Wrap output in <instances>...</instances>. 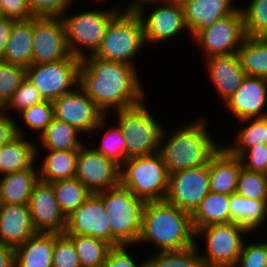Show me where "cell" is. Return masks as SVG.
Instances as JSON below:
<instances>
[{"label": "cell", "instance_id": "cell-28", "mask_svg": "<svg viewBox=\"0 0 267 267\" xmlns=\"http://www.w3.org/2000/svg\"><path fill=\"white\" fill-rule=\"evenodd\" d=\"M229 210L231 222L250 232L257 230L266 221L267 201L249 199L233 193L230 195Z\"/></svg>", "mask_w": 267, "mask_h": 267}, {"label": "cell", "instance_id": "cell-31", "mask_svg": "<svg viewBox=\"0 0 267 267\" xmlns=\"http://www.w3.org/2000/svg\"><path fill=\"white\" fill-rule=\"evenodd\" d=\"M245 75L267 79V39L246 36L237 51Z\"/></svg>", "mask_w": 267, "mask_h": 267}, {"label": "cell", "instance_id": "cell-37", "mask_svg": "<svg viewBox=\"0 0 267 267\" xmlns=\"http://www.w3.org/2000/svg\"><path fill=\"white\" fill-rule=\"evenodd\" d=\"M244 30L249 37H265L267 35V0H251L249 6L244 10Z\"/></svg>", "mask_w": 267, "mask_h": 267}, {"label": "cell", "instance_id": "cell-49", "mask_svg": "<svg viewBox=\"0 0 267 267\" xmlns=\"http://www.w3.org/2000/svg\"><path fill=\"white\" fill-rule=\"evenodd\" d=\"M16 124L9 114L5 113V110L0 109V146L12 140L16 135L25 134Z\"/></svg>", "mask_w": 267, "mask_h": 267}, {"label": "cell", "instance_id": "cell-6", "mask_svg": "<svg viewBox=\"0 0 267 267\" xmlns=\"http://www.w3.org/2000/svg\"><path fill=\"white\" fill-rule=\"evenodd\" d=\"M114 112L126 143V160L158 152L164 128L150 114L144 100Z\"/></svg>", "mask_w": 267, "mask_h": 267}, {"label": "cell", "instance_id": "cell-20", "mask_svg": "<svg viewBox=\"0 0 267 267\" xmlns=\"http://www.w3.org/2000/svg\"><path fill=\"white\" fill-rule=\"evenodd\" d=\"M207 75L214 88L225 102L241 86L246 76L243 72L237 53L231 55L211 56L206 58Z\"/></svg>", "mask_w": 267, "mask_h": 267}, {"label": "cell", "instance_id": "cell-51", "mask_svg": "<svg viewBox=\"0 0 267 267\" xmlns=\"http://www.w3.org/2000/svg\"><path fill=\"white\" fill-rule=\"evenodd\" d=\"M0 267H15V248L0 243Z\"/></svg>", "mask_w": 267, "mask_h": 267}, {"label": "cell", "instance_id": "cell-29", "mask_svg": "<svg viewBox=\"0 0 267 267\" xmlns=\"http://www.w3.org/2000/svg\"><path fill=\"white\" fill-rule=\"evenodd\" d=\"M39 171V179L52 183L58 180L75 178L79 149L47 150Z\"/></svg>", "mask_w": 267, "mask_h": 267}, {"label": "cell", "instance_id": "cell-33", "mask_svg": "<svg viewBox=\"0 0 267 267\" xmlns=\"http://www.w3.org/2000/svg\"><path fill=\"white\" fill-rule=\"evenodd\" d=\"M52 184L60 210L66 218L91 194L77 178L58 180Z\"/></svg>", "mask_w": 267, "mask_h": 267}, {"label": "cell", "instance_id": "cell-17", "mask_svg": "<svg viewBox=\"0 0 267 267\" xmlns=\"http://www.w3.org/2000/svg\"><path fill=\"white\" fill-rule=\"evenodd\" d=\"M137 15L143 27L146 44H157V42L173 39L182 30H188L183 5L173 0L161 3L160 6L154 4V10L149 13V16L146 15V18L143 10H140Z\"/></svg>", "mask_w": 267, "mask_h": 267}, {"label": "cell", "instance_id": "cell-8", "mask_svg": "<svg viewBox=\"0 0 267 267\" xmlns=\"http://www.w3.org/2000/svg\"><path fill=\"white\" fill-rule=\"evenodd\" d=\"M120 13L119 9L82 11L71 16L62 15L67 45L72 56L85 57L82 49L94 54L111 21Z\"/></svg>", "mask_w": 267, "mask_h": 267}, {"label": "cell", "instance_id": "cell-3", "mask_svg": "<svg viewBox=\"0 0 267 267\" xmlns=\"http://www.w3.org/2000/svg\"><path fill=\"white\" fill-rule=\"evenodd\" d=\"M206 123L202 117L187 126L178 128L179 131L175 130L164 146H161L165 137V130H163L158 153L168 174L207 165L210 158L218 151L220 145L209 136Z\"/></svg>", "mask_w": 267, "mask_h": 267}, {"label": "cell", "instance_id": "cell-32", "mask_svg": "<svg viewBox=\"0 0 267 267\" xmlns=\"http://www.w3.org/2000/svg\"><path fill=\"white\" fill-rule=\"evenodd\" d=\"M80 132L57 118H53L44 132L39 136L43 149L46 150H71L80 149L83 144L78 139Z\"/></svg>", "mask_w": 267, "mask_h": 267}, {"label": "cell", "instance_id": "cell-35", "mask_svg": "<svg viewBox=\"0 0 267 267\" xmlns=\"http://www.w3.org/2000/svg\"><path fill=\"white\" fill-rule=\"evenodd\" d=\"M240 122H250V125L242 127L241 131L239 130L236 143L224 146L231 154L238 157L249 147L260 143L267 144V116L244 119Z\"/></svg>", "mask_w": 267, "mask_h": 267}, {"label": "cell", "instance_id": "cell-52", "mask_svg": "<svg viewBox=\"0 0 267 267\" xmlns=\"http://www.w3.org/2000/svg\"><path fill=\"white\" fill-rule=\"evenodd\" d=\"M169 0H134L131 4L127 6V8L123 12L127 13H138L140 10L146 9V4L154 5V4H161L167 2ZM145 8V9H144Z\"/></svg>", "mask_w": 267, "mask_h": 267}, {"label": "cell", "instance_id": "cell-34", "mask_svg": "<svg viewBox=\"0 0 267 267\" xmlns=\"http://www.w3.org/2000/svg\"><path fill=\"white\" fill-rule=\"evenodd\" d=\"M75 247L81 267L97 266L105 263L112 248L106 241L86 235H66Z\"/></svg>", "mask_w": 267, "mask_h": 267}, {"label": "cell", "instance_id": "cell-27", "mask_svg": "<svg viewBox=\"0 0 267 267\" xmlns=\"http://www.w3.org/2000/svg\"><path fill=\"white\" fill-rule=\"evenodd\" d=\"M38 169L28 168L7 173L0 178V195L6 204H28L35 184L40 180Z\"/></svg>", "mask_w": 267, "mask_h": 267}, {"label": "cell", "instance_id": "cell-50", "mask_svg": "<svg viewBox=\"0 0 267 267\" xmlns=\"http://www.w3.org/2000/svg\"><path fill=\"white\" fill-rule=\"evenodd\" d=\"M17 20L0 16V58L3 56V53L8 44L10 33L14 23Z\"/></svg>", "mask_w": 267, "mask_h": 267}, {"label": "cell", "instance_id": "cell-53", "mask_svg": "<svg viewBox=\"0 0 267 267\" xmlns=\"http://www.w3.org/2000/svg\"><path fill=\"white\" fill-rule=\"evenodd\" d=\"M3 206H4V201H3V198L0 195V213H1L2 209H3Z\"/></svg>", "mask_w": 267, "mask_h": 267}, {"label": "cell", "instance_id": "cell-36", "mask_svg": "<svg viewBox=\"0 0 267 267\" xmlns=\"http://www.w3.org/2000/svg\"><path fill=\"white\" fill-rule=\"evenodd\" d=\"M197 244L182 250L159 251L147 259L148 267H204Z\"/></svg>", "mask_w": 267, "mask_h": 267}, {"label": "cell", "instance_id": "cell-22", "mask_svg": "<svg viewBox=\"0 0 267 267\" xmlns=\"http://www.w3.org/2000/svg\"><path fill=\"white\" fill-rule=\"evenodd\" d=\"M233 0H186L182 3L185 22L194 38L201 30L212 26L221 17L233 13L238 7Z\"/></svg>", "mask_w": 267, "mask_h": 267}, {"label": "cell", "instance_id": "cell-16", "mask_svg": "<svg viewBox=\"0 0 267 267\" xmlns=\"http://www.w3.org/2000/svg\"><path fill=\"white\" fill-rule=\"evenodd\" d=\"M65 235H86L106 241L112 246V231L104 202L97 193L87 199L67 217Z\"/></svg>", "mask_w": 267, "mask_h": 267}, {"label": "cell", "instance_id": "cell-19", "mask_svg": "<svg viewBox=\"0 0 267 267\" xmlns=\"http://www.w3.org/2000/svg\"><path fill=\"white\" fill-rule=\"evenodd\" d=\"M266 99L267 79L246 75L238 90L225 101V105L239 120L261 118L267 116V111L262 112Z\"/></svg>", "mask_w": 267, "mask_h": 267}, {"label": "cell", "instance_id": "cell-56", "mask_svg": "<svg viewBox=\"0 0 267 267\" xmlns=\"http://www.w3.org/2000/svg\"><path fill=\"white\" fill-rule=\"evenodd\" d=\"M265 240H267V239H265ZM264 245H265V247L267 248V241H265V242H262Z\"/></svg>", "mask_w": 267, "mask_h": 267}, {"label": "cell", "instance_id": "cell-23", "mask_svg": "<svg viewBox=\"0 0 267 267\" xmlns=\"http://www.w3.org/2000/svg\"><path fill=\"white\" fill-rule=\"evenodd\" d=\"M210 191L231 195L236 193L238 176L242 168L238 156L220 147L209 161Z\"/></svg>", "mask_w": 267, "mask_h": 267}, {"label": "cell", "instance_id": "cell-9", "mask_svg": "<svg viewBox=\"0 0 267 267\" xmlns=\"http://www.w3.org/2000/svg\"><path fill=\"white\" fill-rule=\"evenodd\" d=\"M80 64L81 59L76 56L56 62L32 64L26 68V77L44 100L53 101L73 91L75 86L78 87Z\"/></svg>", "mask_w": 267, "mask_h": 267}, {"label": "cell", "instance_id": "cell-48", "mask_svg": "<svg viewBox=\"0 0 267 267\" xmlns=\"http://www.w3.org/2000/svg\"><path fill=\"white\" fill-rule=\"evenodd\" d=\"M127 247V245L112 247L106 256V267H148L147 261L139 265L135 263L133 257L127 253Z\"/></svg>", "mask_w": 267, "mask_h": 267}, {"label": "cell", "instance_id": "cell-30", "mask_svg": "<svg viewBox=\"0 0 267 267\" xmlns=\"http://www.w3.org/2000/svg\"><path fill=\"white\" fill-rule=\"evenodd\" d=\"M229 201L230 195L210 191L191 215L195 232L208 225L231 223Z\"/></svg>", "mask_w": 267, "mask_h": 267}, {"label": "cell", "instance_id": "cell-5", "mask_svg": "<svg viewBox=\"0 0 267 267\" xmlns=\"http://www.w3.org/2000/svg\"><path fill=\"white\" fill-rule=\"evenodd\" d=\"M169 174L160 154L127 159L120 166V183L145 201H163Z\"/></svg>", "mask_w": 267, "mask_h": 267}, {"label": "cell", "instance_id": "cell-42", "mask_svg": "<svg viewBox=\"0 0 267 267\" xmlns=\"http://www.w3.org/2000/svg\"><path fill=\"white\" fill-rule=\"evenodd\" d=\"M45 101L40 95L39 91L34 85L27 79V77L21 82L8 103L2 108L6 110H15L21 112L33 105L40 104Z\"/></svg>", "mask_w": 267, "mask_h": 267}, {"label": "cell", "instance_id": "cell-14", "mask_svg": "<svg viewBox=\"0 0 267 267\" xmlns=\"http://www.w3.org/2000/svg\"><path fill=\"white\" fill-rule=\"evenodd\" d=\"M75 178L91 193L105 191L120 183V166L94 148L83 145L78 152Z\"/></svg>", "mask_w": 267, "mask_h": 267}, {"label": "cell", "instance_id": "cell-1", "mask_svg": "<svg viewBox=\"0 0 267 267\" xmlns=\"http://www.w3.org/2000/svg\"><path fill=\"white\" fill-rule=\"evenodd\" d=\"M136 70L132 65L85 55L79 67L78 86L107 115L110 108H129L145 98Z\"/></svg>", "mask_w": 267, "mask_h": 267}, {"label": "cell", "instance_id": "cell-46", "mask_svg": "<svg viewBox=\"0 0 267 267\" xmlns=\"http://www.w3.org/2000/svg\"><path fill=\"white\" fill-rule=\"evenodd\" d=\"M234 267H267V248L262 242L249 245L244 242Z\"/></svg>", "mask_w": 267, "mask_h": 267}, {"label": "cell", "instance_id": "cell-10", "mask_svg": "<svg viewBox=\"0 0 267 267\" xmlns=\"http://www.w3.org/2000/svg\"><path fill=\"white\" fill-rule=\"evenodd\" d=\"M249 231L235 224H212L196 231L198 235L205 236L206 254L201 255L204 267H234L242 251L243 233Z\"/></svg>", "mask_w": 267, "mask_h": 267}, {"label": "cell", "instance_id": "cell-7", "mask_svg": "<svg viewBox=\"0 0 267 267\" xmlns=\"http://www.w3.org/2000/svg\"><path fill=\"white\" fill-rule=\"evenodd\" d=\"M121 12L109 24L94 55L135 67L132 60L146 44L143 27L136 13Z\"/></svg>", "mask_w": 267, "mask_h": 267}, {"label": "cell", "instance_id": "cell-24", "mask_svg": "<svg viewBox=\"0 0 267 267\" xmlns=\"http://www.w3.org/2000/svg\"><path fill=\"white\" fill-rule=\"evenodd\" d=\"M59 233L37 232L15 248V267H52L55 239Z\"/></svg>", "mask_w": 267, "mask_h": 267}, {"label": "cell", "instance_id": "cell-38", "mask_svg": "<svg viewBox=\"0 0 267 267\" xmlns=\"http://www.w3.org/2000/svg\"><path fill=\"white\" fill-rule=\"evenodd\" d=\"M236 193L249 199L267 201V175L242 167Z\"/></svg>", "mask_w": 267, "mask_h": 267}, {"label": "cell", "instance_id": "cell-39", "mask_svg": "<svg viewBox=\"0 0 267 267\" xmlns=\"http://www.w3.org/2000/svg\"><path fill=\"white\" fill-rule=\"evenodd\" d=\"M26 78V68L0 60V109H2Z\"/></svg>", "mask_w": 267, "mask_h": 267}, {"label": "cell", "instance_id": "cell-4", "mask_svg": "<svg viewBox=\"0 0 267 267\" xmlns=\"http://www.w3.org/2000/svg\"><path fill=\"white\" fill-rule=\"evenodd\" d=\"M104 202L112 231V247L133 245L138 242L146 201L119 183L97 192Z\"/></svg>", "mask_w": 267, "mask_h": 267}, {"label": "cell", "instance_id": "cell-40", "mask_svg": "<svg viewBox=\"0 0 267 267\" xmlns=\"http://www.w3.org/2000/svg\"><path fill=\"white\" fill-rule=\"evenodd\" d=\"M110 127L104 134L102 144L94 149L121 166L126 161V143L119 124Z\"/></svg>", "mask_w": 267, "mask_h": 267}, {"label": "cell", "instance_id": "cell-26", "mask_svg": "<svg viewBox=\"0 0 267 267\" xmlns=\"http://www.w3.org/2000/svg\"><path fill=\"white\" fill-rule=\"evenodd\" d=\"M25 135H16L12 140L0 146V174L13 173L32 168L38 155L33 142L24 139Z\"/></svg>", "mask_w": 267, "mask_h": 267}, {"label": "cell", "instance_id": "cell-54", "mask_svg": "<svg viewBox=\"0 0 267 267\" xmlns=\"http://www.w3.org/2000/svg\"><path fill=\"white\" fill-rule=\"evenodd\" d=\"M91 267H106L105 263L97 265V266H91Z\"/></svg>", "mask_w": 267, "mask_h": 267}, {"label": "cell", "instance_id": "cell-43", "mask_svg": "<svg viewBox=\"0 0 267 267\" xmlns=\"http://www.w3.org/2000/svg\"><path fill=\"white\" fill-rule=\"evenodd\" d=\"M52 267H81L73 242L64 233L55 239Z\"/></svg>", "mask_w": 267, "mask_h": 267}, {"label": "cell", "instance_id": "cell-21", "mask_svg": "<svg viewBox=\"0 0 267 267\" xmlns=\"http://www.w3.org/2000/svg\"><path fill=\"white\" fill-rule=\"evenodd\" d=\"M36 233L28 204L4 203L0 213V243L16 248Z\"/></svg>", "mask_w": 267, "mask_h": 267}, {"label": "cell", "instance_id": "cell-2", "mask_svg": "<svg viewBox=\"0 0 267 267\" xmlns=\"http://www.w3.org/2000/svg\"><path fill=\"white\" fill-rule=\"evenodd\" d=\"M191 214L163 201H146L139 242L154 243L159 251L182 250L195 245Z\"/></svg>", "mask_w": 267, "mask_h": 267}, {"label": "cell", "instance_id": "cell-44", "mask_svg": "<svg viewBox=\"0 0 267 267\" xmlns=\"http://www.w3.org/2000/svg\"><path fill=\"white\" fill-rule=\"evenodd\" d=\"M72 0H27L34 17H61L71 6Z\"/></svg>", "mask_w": 267, "mask_h": 267}, {"label": "cell", "instance_id": "cell-18", "mask_svg": "<svg viewBox=\"0 0 267 267\" xmlns=\"http://www.w3.org/2000/svg\"><path fill=\"white\" fill-rule=\"evenodd\" d=\"M28 207L37 232L65 233L67 218L60 210L52 183L39 180L33 188Z\"/></svg>", "mask_w": 267, "mask_h": 267}, {"label": "cell", "instance_id": "cell-41", "mask_svg": "<svg viewBox=\"0 0 267 267\" xmlns=\"http://www.w3.org/2000/svg\"><path fill=\"white\" fill-rule=\"evenodd\" d=\"M19 114L22 115L23 121L29 128L40 132V136L54 118L53 102L45 100L21 111Z\"/></svg>", "mask_w": 267, "mask_h": 267}, {"label": "cell", "instance_id": "cell-13", "mask_svg": "<svg viewBox=\"0 0 267 267\" xmlns=\"http://www.w3.org/2000/svg\"><path fill=\"white\" fill-rule=\"evenodd\" d=\"M210 192L209 164L169 174L165 201L193 214Z\"/></svg>", "mask_w": 267, "mask_h": 267}, {"label": "cell", "instance_id": "cell-25", "mask_svg": "<svg viewBox=\"0 0 267 267\" xmlns=\"http://www.w3.org/2000/svg\"><path fill=\"white\" fill-rule=\"evenodd\" d=\"M34 18L14 23L8 44L0 58L9 64L27 68L32 65Z\"/></svg>", "mask_w": 267, "mask_h": 267}, {"label": "cell", "instance_id": "cell-11", "mask_svg": "<svg viewBox=\"0 0 267 267\" xmlns=\"http://www.w3.org/2000/svg\"><path fill=\"white\" fill-rule=\"evenodd\" d=\"M53 100L54 117L68 123L81 133H92L108 124L107 115L78 86Z\"/></svg>", "mask_w": 267, "mask_h": 267}, {"label": "cell", "instance_id": "cell-45", "mask_svg": "<svg viewBox=\"0 0 267 267\" xmlns=\"http://www.w3.org/2000/svg\"><path fill=\"white\" fill-rule=\"evenodd\" d=\"M239 159L246 170L267 175V144L260 143L249 147L239 156Z\"/></svg>", "mask_w": 267, "mask_h": 267}, {"label": "cell", "instance_id": "cell-15", "mask_svg": "<svg viewBox=\"0 0 267 267\" xmlns=\"http://www.w3.org/2000/svg\"><path fill=\"white\" fill-rule=\"evenodd\" d=\"M61 17H34L32 64L71 57Z\"/></svg>", "mask_w": 267, "mask_h": 267}, {"label": "cell", "instance_id": "cell-55", "mask_svg": "<svg viewBox=\"0 0 267 267\" xmlns=\"http://www.w3.org/2000/svg\"><path fill=\"white\" fill-rule=\"evenodd\" d=\"M173 1H176V2H179V3H183V2H185L186 0H173Z\"/></svg>", "mask_w": 267, "mask_h": 267}, {"label": "cell", "instance_id": "cell-47", "mask_svg": "<svg viewBox=\"0 0 267 267\" xmlns=\"http://www.w3.org/2000/svg\"><path fill=\"white\" fill-rule=\"evenodd\" d=\"M0 16L15 20H30L34 18L27 0H0Z\"/></svg>", "mask_w": 267, "mask_h": 267}, {"label": "cell", "instance_id": "cell-12", "mask_svg": "<svg viewBox=\"0 0 267 267\" xmlns=\"http://www.w3.org/2000/svg\"><path fill=\"white\" fill-rule=\"evenodd\" d=\"M246 37L241 8L221 17L194 38L205 52V58L237 53Z\"/></svg>", "mask_w": 267, "mask_h": 267}]
</instances>
